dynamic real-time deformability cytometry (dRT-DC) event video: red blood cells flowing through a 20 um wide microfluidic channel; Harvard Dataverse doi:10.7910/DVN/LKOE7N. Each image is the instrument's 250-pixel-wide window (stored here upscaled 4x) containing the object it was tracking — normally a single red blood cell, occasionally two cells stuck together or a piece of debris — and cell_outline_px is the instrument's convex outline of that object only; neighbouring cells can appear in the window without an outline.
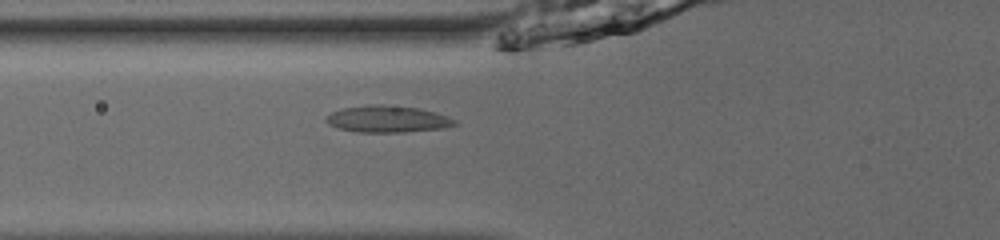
{"species": "common noctule bat (a hibernating species)", "species_latin": "Nyctalus noctula", "temperature_condition": "room temperature", "stored_images_in_passage": 54, "camera_frame_rate_fps": 3000, "um_per_image_px": 0.085, "animal": {"sex": "male", "body_mass_g": 13.0, "forearm_length_mm": 53.1}, "frame": {"image": 1, "passage_image": 22, "time_ms": 7.0, "image_size_px": [1000, 240], "cell_outline_px": [[456, 124], [444, 128], [404, 132], [356, 132], [340, 128], [328, 124], [324, 120], [324, 116], [332, 112], [344, 108], [368, 104], [380, 104], [420, 108], [448, 116], [456, 120]], "centroid_in_image_um": [32.92, 10.11], "position_along_channel_um": 92.9, "area_um2": 20.11}}
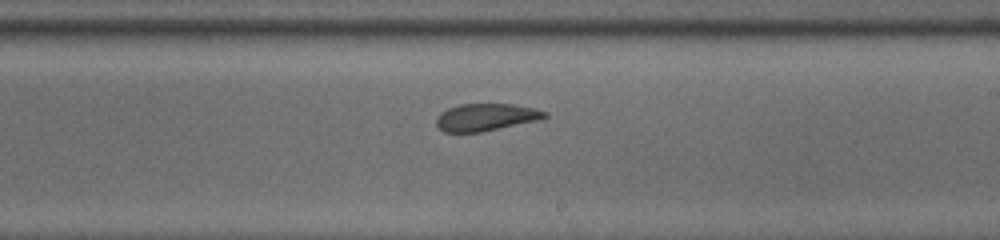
{"frame": {"image": 2, "passage_image": 34, "time_ms": 11.0, "image_size_px": [1000, 240], "cell_outline_px": [[548, 116], [540, 120], [480, 132], [444, 132], [436, 124], [436, 116], [440, 112], [448, 108], [460, 104], [512, 104], [532, 108], [548, 112]], "centroid_in_image_um": [41.29, 9.96], "position_along_channel_um": 247.7, "area_um2": 17.22}}
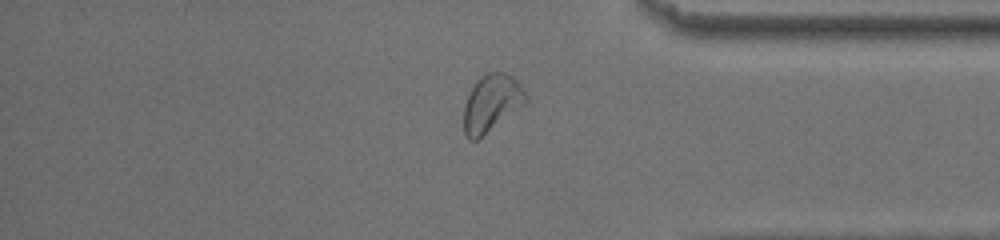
{"frame": {"image": 3, "passage_image": 46, "time_ms": 15.0, "image_size_px": [1000, 240], "cell_outline_px": [[528, 100], [524, 104], [476, 140], [468, 140], [464, 132], [464, 104], [476, 80], [480, 76], [488, 72], [504, 72], [512, 76], [516, 80], [528, 96]], "centroid_in_image_um": [41.76, 8.74], "position_along_channel_um": 393.4, "area_um2": 20.29}, "authors_computed_cell_mechanics": {"area_um2": 19.8543, "velocity_mm_per_s": 3.8578, "shape_relaxation_time_tau1_ms": 10.4553, "shape_relaxation_time_tau2_ms": 2.5308, "deformation_change_tau1": 0.1618, "deformation_change_tau2": 0.0875}}